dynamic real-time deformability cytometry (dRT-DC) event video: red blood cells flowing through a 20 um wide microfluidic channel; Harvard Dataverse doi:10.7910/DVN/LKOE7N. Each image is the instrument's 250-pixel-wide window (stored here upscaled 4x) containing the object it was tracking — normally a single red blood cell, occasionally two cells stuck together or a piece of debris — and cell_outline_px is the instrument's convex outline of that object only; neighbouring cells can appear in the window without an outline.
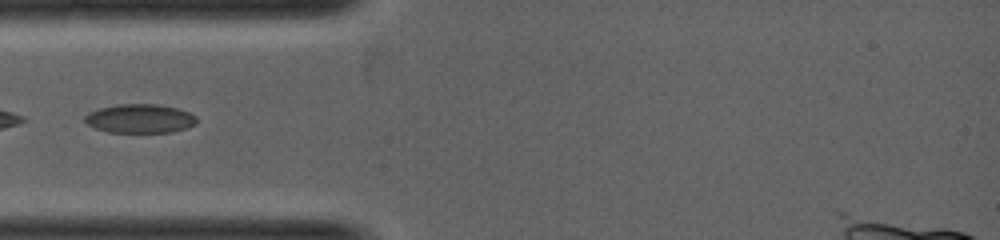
{"species": "common noctule bat (a hibernating species)", "species_latin": "Nyctalus noctula", "temperature_condition": "warm", "stored_images_in_passage": 23, "camera_frame_rate_fps": 5000, "um_per_image_px": 0.085, "animal": {"sex": "female", "body_mass_g": 19.0, "forearm_length_mm": 53.3}, "frame": {"image": 1, "passage_image": 1, "time_ms": 0.0, "image_size_px": [1000, 240], "cell_outline_px": [[196, 124], [188, 128], [172, 132], [108, 132], [96, 128], [88, 124], [84, 120], [84, 116], [88, 112], [100, 108], [116, 104], [156, 104], [176, 108], [188, 112], [196, 116]], "centroid_in_image_um": [11.89, 10.08], "position_along_channel_um": 73.1, "area_um2": 18.84}}